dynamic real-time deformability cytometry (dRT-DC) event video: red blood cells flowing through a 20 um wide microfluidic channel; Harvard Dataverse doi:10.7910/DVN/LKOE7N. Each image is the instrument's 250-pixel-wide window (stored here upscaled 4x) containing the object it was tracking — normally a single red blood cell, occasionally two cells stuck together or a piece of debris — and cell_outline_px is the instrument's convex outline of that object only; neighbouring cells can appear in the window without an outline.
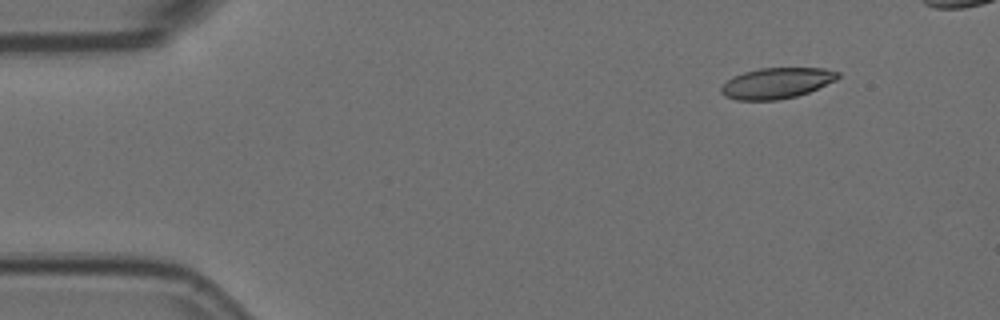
{"species": "Egyptian fruit bat (a non-hibernating species)", "species_latin": "Rousettus aegyptiacus", "temperature_condition": "room temperature", "stored_images_in_passage": 5, "camera_frame_rate_fps": 3000, "um_per_image_px": 0.085, "animal": {"sex": "female"}, "frame": {"image": 1, "passage_image": 1, "time_ms": 0.0, "image_size_px": [1000, 320], "cell_outline_px": [[840, 76], [836, 80], [808, 92], [796, 96], [776, 100], [736, 100], [724, 96], [720, 92], [720, 88], [728, 80], [744, 72], [760, 68], [824, 68], [840, 72]], "centroid_in_image_um": [66.02, 7.07], "position_along_channel_um": 19.0, "area_um2": 20.81}}